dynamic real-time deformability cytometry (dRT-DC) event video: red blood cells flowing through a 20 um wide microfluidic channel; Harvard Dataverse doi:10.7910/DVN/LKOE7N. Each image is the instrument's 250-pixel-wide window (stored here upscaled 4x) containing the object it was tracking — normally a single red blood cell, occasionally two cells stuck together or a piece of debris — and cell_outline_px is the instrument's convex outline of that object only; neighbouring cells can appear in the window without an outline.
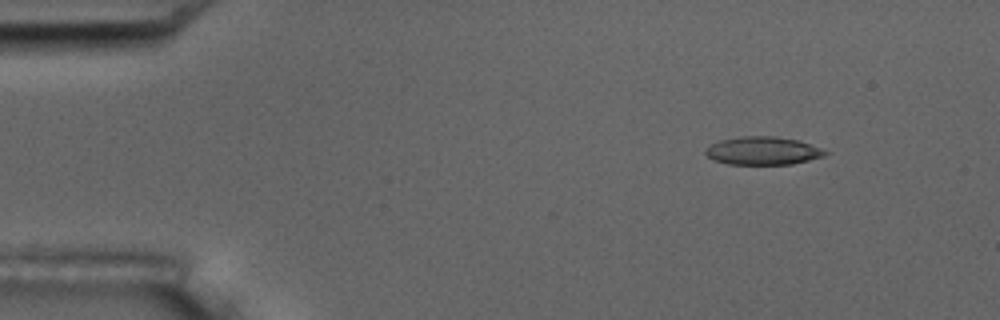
{"species": "common noctule bat (a hibernating species)", "species_latin": "Nyctalus noctula", "temperature_condition": "room temperature", "stored_images_in_passage": 4, "camera_frame_rate_fps": 3000, "um_per_image_px": 0.085, "animal": {"sex": "male", "body_mass_g": 17.5, "forearm_length_mm": 52.3}, "frame": {"image": 1, "passage_image": 1, "time_ms": 0.0, "image_size_px": [1000, 320], "cell_outline_px": [[828, 152], [824, 156], [792, 164], [728, 164], [712, 160], [704, 152], [704, 148], [720, 140], [740, 136], [776, 136], [796, 140], [820, 148]], "centroid_in_image_um": [64.78, 12.81], "position_along_channel_um": 20.2, "area_um2": 19.48}}